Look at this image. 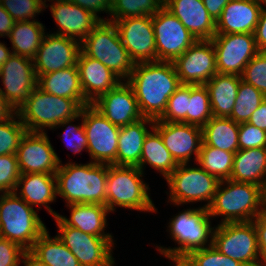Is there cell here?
I'll return each mask as SVG.
<instances>
[{
  "instance_id": "39",
  "label": "cell",
  "mask_w": 266,
  "mask_h": 266,
  "mask_svg": "<svg viewBox=\"0 0 266 266\" xmlns=\"http://www.w3.org/2000/svg\"><path fill=\"white\" fill-rule=\"evenodd\" d=\"M213 117L209 92L205 85H190L187 124L203 127Z\"/></svg>"
},
{
  "instance_id": "13",
  "label": "cell",
  "mask_w": 266,
  "mask_h": 266,
  "mask_svg": "<svg viewBox=\"0 0 266 266\" xmlns=\"http://www.w3.org/2000/svg\"><path fill=\"white\" fill-rule=\"evenodd\" d=\"M156 61L174 62L197 39L180 20L162 6L153 16Z\"/></svg>"
},
{
  "instance_id": "33",
  "label": "cell",
  "mask_w": 266,
  "mask_h": 266,
  "mask_svg": "<svg viewBox=\"0 0 266 266\" xmlns=\"http://www.w3.org/2000/svg\"><path fill=\"white\" fill-rule=\"evenodd\" d=\"M149 164L157 169L166 179L178 166L169 150L165 147L160 133L153 127L143 141L139 169L143 172L144 165Z\"/></svg>"
},
{
  "instance_id": "42",
  "label": "cell",
  "mask_w": 266,
  "mask_h": 266,
  "mask_svg": "<svg viewBox=\"0 0 266 266\" xmlns=\"http://www.w3.org/2000/svg\"><path fill=\"white\" fill-rule=\"evenodd\" d=\"M186 258L193 266H244L222 254L212 243L208 247L190 252Z\"/></svg>"
},
{
  "instance_id": "37",
  "label": "cell",
  "mask_w": 266,
  "mask_h": 266,
  "mask_svg": "<svg viewBox=\"0 0 266 266\" xmlns=\"http://www.w3.org/2000/svg\"><path fill=\"white\" fill-rule=\"evenodd\" d=\"M265 98L266 96L254 86L240 80L235 105L229 118L238 124L248 122Z\"/></svg>"
},
{
  "instance_id": "36",
  "label": "cell",
  "mask_w": 266,
  "mask_h": 266,
  "mask_svg": "<svg viewBox=\"0 0 266 266\" xmlns=\"http://www.w3.org/2000/svg\"><path fill=\"white\" fill-rule=\"evenodd\" d=\"M235 153L202 145L197 163L219 181L230 179Z\"/></svg>"
},
{
  "instance_id": "22",
  "label": "cell",
  "mask_w": 266,
  "mask_h": 266,
  "mask_svg": "<svg viewBox=\"0 0 266 266\" xmlns=\"http://www.w3.org/2000/svg\"><path fill=\"white\" fill-rule=\"evenodd\" d=\"M55 1L50 5V9L59 30L53 34L63 35L81 43L101 22L94 14L78 5L67 0Z\"/></svg>"
},
{
  "instance_id": "31",
  "label": "cell",
  "mask_w": 266,
  "mask_h": 266,
  "mask_svg": "<svg viewBox=\"0 0 266 266\" xmlns=\"http://www.w3.org/2000/svg\"><path fill=\"white\" fill-rule=\"evenodd\" d=\"M240 80L241 76L238 75L217 73L205 84L214 117L231 116Z\"/></svg>"
},
{
  "instance_id": "20",
  "label": "cell",
  "mask_w": 266,
  "mask_h": 266,
  "mask_svg": "<svg viewBox=\"0 0 266 266\" xmlns=\"http://www.w3.org/2000/svg\"><path fill=\"white\" fill-rule=\"evenodd\" d=\"M153 127L160 133L165 147L178 164H188L193 154L197 162L203 143L201 127L158 120H155Z\"/></svg>"
},
{
  "instance_id": "17",
  "label": "cell",
  "mask_w": 266,
  "mask_h": 266,
  "mask_svg": "<svg viewBox=\"0 0 266 266\" xmlns=\"http://www.w3.org/2000/svg\"><path fill=\"white\" fill-rule=\"evenodd\" d=\"M120 39L134 63L156 62L152 16L128 17L113 21Z\"/></svg>"
},
{
  "instance_id": "12",
  "label": "cell",
  "mask_w": 266,
  "mask_h": 266,
  "mask_svg": "<svg viewBox=\"0 0 266 266\" xmlns=\"http://www.w3.org/2000/svg\"><path fill=\"white\" fill-rule=\"evenodd\" d=\"M58 237L78 259L81 266H114L112 237L93 236L67 226L58 216L54 218Z\"/></svg>"
},
{
  "instance_id": "7",
  "label": "cell",
  "mask_w": 266,
  "mask_h": 266,
  "mask_svg": "<svg viewBox=\"0 0 266 266\" xmlns=\"http://www.w3.org/2000/svg\"><path fill=\"white\" fill-rule=\"evenodd\" d=\"M81 51L97 59L124 82L133 70L134 62L121 42L113 22L101 21L81 42Z\"/></svg>"
},
{
  "instance_id": "43",
  "label": "cell",
  "mask_w": 266,
  "mask_h": 266,
  "mask_svg": "<svg viewBox=\"0 0 266 266\" xmlns=\"http://www.w3.org/2000/svg\"><path fill=\"white\" fill-rule=\"evenodd\" d=\"M0 4L15 21H31L48 7L43 0H0Z\"/></svg>"
},
{
  "instance_id": "2",
  "label": "cell",
  "mask_w": 266,
  "mask_h": 266,
  "mask_svg": "<svg viewBox=\"0 0 266 266\" xmlns=\"http://www.w3.org/2000/svg\"><path fill=\"white\" fill-rule=\"evenodd\" d=\"M108 164H60L56 171L57 195L63 197L66 205L101 204L106 206Z\"/></svg>"
},
{
  "instance_id": "3",
  "label": "cell",
  "mask_w": 266,
  "mask_h": 266,
  "mask_svg": "<svg viewBox=\"0 0 266 266\" xmlns=\"http://www.w3.org/2000/svg\"><path fill=\"white\" fill-rule=\"evenodd\" d=\"M81 109L75 99L55 96L36 86L16 113L27 132L44 133L46 127L54 130L81 118Z\"/></svg>"
},
{
  "instance_id": "19",
  "label": "cell",
  "mask_w": 266,
  "mask_h": 266,
  "mask_svg": "<svg viewBox=\"0 0 266 266\" xmlns=\"http://www.w3.org/2000/svg\"><path fill=\"white\" fill-rule=\"evenodd\" d=\"M80 51L81 43L75 39L45 34L33 58L36 76L76 66Z\"/></svg>"
},
{
  "instance_id": "60",
  "label": "cell",
  "mask_w": 266,
  "mask_h": 266,
  "mask_svg": "<svg viewBox=\"0 0 266 266\" xmlns=\"http://www.w3.org/2000/svg\"><path fill=\"white\" fill-rule=\"evenodd\" d=\"M257 4L261 5L263 7V5H265L266 7V0H254Z\"/></svg>"
},
{
  "instance_id": "44",
  "label": "cell",
  "mask_w": 266,
  "mask_h": 266,
  "mask_svg": "<svg viewBox=\"0 0 266 266\" xmlns=\"http://www.w3.org/2000/svg\"><path fill=\"white\" fill-rule=\"evenodd\" d=\"M241 80L266 96V52H258L245 66Z\"/></svg>"
},
{
  "instance_id": "25",
  "label": "cell",
  "mask_w": 266,
  "mask_h": 266,
  "mask_svg": "<svg viewBox=\"0 0 266 266\" xmlns=\"http://www.w3.org/2000/svg\"><path fill=\"white\" fill-rule=\"evenodd\" d=\"M262 8L254 0H230L216 21V34H254Z\"/></svg>"
},
{
  "instance_id": "30",
  "label": "cell",
  "mask_w": 266,
  "mask_h": 266,
  "mask_svg": "<svg viewBox=\"0 0 266 266\" xmlns=\"http://www.w3.org/2000/svg\"><path fill=\"white\" fill-rule=\"evenodd\" d=\"M71 210L70 218H66L58 214V217L67 225L81 230L84 233L100 236L113 237L109 233H105L107 225L106 216L110 210L101 204H71L67 205Z\"/></svg>"
},
{
  "instance_id": "29",
  "label": "cell",
  "mask_w": 266,
  "mask_h": 266,
  "mask_svg": "<svg viewBox=\"0 0 266 266\" xmlns=\"http://www.w3.org/2000/svg\"><path fill=\"white\" fill-rule=\"evenodd\" d=\"M37 86L49 94L75 99L82 107L89 105L83 94L77 66L39 75Z\"/></svg>"
},
{
  "instance_id": "50",
  "label": "cell",
  "mask_w": 266,
  "mask_h": 266,
  "mask_svg": "<svg viewBox=\"0 0 266 266\" xmlns=\"http://www.w3.org/2000/svg\"><path fill=\"white\" fill-rule=\"evenodd\" d=\"M255 42L258 52H266V8H262L255 32Z\"/></svg>"
},
{
  "instance_id": "58",
  "label": "cell",
  "mask_w": 266,
  "mask_h": 266,
  "mask_svg": "<svg viewBox=\"0 0 266 266\" xmlns=\"http://www.w3.org/2000/svg\"><path fill=\"white\" fill-rule=\"evenodd\" d=\"M174 261L175 266H193L186 257L165 256Z\"/></svg>"
},
{
  "instance_id": "4",
  "label": "cell",
  "mask_w": 266,
  "mask_h": 266,
  "mask_svg": "<svg viewBox=\"0 0 266 266\" xmlns=\"http://www.w3.org/2000/svg\"><path fill=\"white\" fill-rule=\"evenodd\" d=\"M226 187L222 188V185ZM264 201V190L252 183L220 181L209 205L210 217L223 216L222 223L251 222L256 219Z\"/></svg>"
},
{
  "instance_id": "15",
  "label": "cell",
  "mask_w": 266,
  "mask_h": 266,
  "mask_svg": "<svg viewBox=\"0 0 266 266\" xmlns=\"http://www.w3.org/2000/svg\"><path fill=\"white\" fill-rule=\"evenodd\" d=\"M0 79L4 86L1 95L17 111L37 86L33 59L12 54L0 67Z\"/></svg>"
},
{
  "instance_id": "55",
  "label": "cell",
  "mask_w": 266,
  "mask_h": 266,
  "mask_svg": "<svg viewBox=\"0 0 266 266\" xmlns=\"http://www.w3.org/2000/svg\"><path fill=\"white\" fill-rule=\"evenodd\" d=\"M16 111L0 93V122L12 117Z\"/></svg>"
},
{
  "instance_id": "52",
  "label": "cell",
  "mask_w": 266,
  "mask_h": 266,
  "mask_svg": "<svg viewBox=\"0 0 266 266\" xmlns=\"http://www.w3.org/2000/svg\"><path fill=\"white\" fill-rule=\"evenodd\" d=\"M248 123L266 131V98L252 113L250 119L248 120Z\"/></svg>"
},
{
  "instance_id": "56",
  "label": "cell",
  "mask_w": 266,
  "mask_h": 266,
  "mask_svg": "<svg viewBox=\"0 0 266 266\" xmlns=\"http://www.w3.org/2000/svg\"><path fill=\"white\" fill-rule=\"evenodd\" d=\"M22 258L21 263H24V266H48L34 256L29 250L23 253Z\"/></svg>"
},
{
  "instance_id": "38",
  "label": "cell",
  "mask_w": 266,
  "mask_h": 266,
  "mask_svg": "<svg viewBox=\"0 0 266 266\" xmlns=\"http://www.w3.org/2000/svg\"><path fill=\"white\" fill-rule=\"evenodd\" d=\"M164 4V0H112L110 16L107 21L128 17L153 16Z\"/></svg>"
},
{
  "instance_id": "21",
  "label": "cell",
  "mask_w": 266,
  "mask_h": 266,
  "mask_svg": "<svg viewBox=\"0 0 266 266\" xmlns=\"http://www.w3.org/2000/svg\"><path fill=\"white\" fill-rule=\"evenodd\" d=\"M92 105L112 124L119 127L143 118L134 91L127 82H121L101 95Z\"/></svg>"
},
{
  "instance_id": "1",
  "label": "cell",
  "mask_w": 266,
  "mask_h": 266,
  "mask_svg": "<svg viewBox=\"0 0 266 266\" xmlns=\"http://www.w3.org/2000/svg\"><path fill=\"white\" fill-rule=\"evenodd\" d=\"M133 89L143 118L158 120L170 96L181 86L173 62L135 63L126 81Z\"/></svg>"
},
{
  "instance_id": "18",
  "label": "cell",
  "mask_w": 266,
  "mask_h": 266,
  "mask_svg": "<svg viewBox=\"0 0 266 266\" xmlns=\"http://www.w3.org/2000/svg\"><path fill=\"white\" fill-rule=\"evenodd\" d=\"M16 157L21 174H55L61 164L45 132H26L20 141Z\"/></svg>"
},
{
  "instance_id": "59",
  "label": "cell",
  "mask_w": 266,
  "mask_h": 266,
  "mask_svg": "<svg viewBox=\"0 0 266 266\" xmlns=\"http://www.w3.org/2000/svg\"><path fill=\"white\" fill-rule=\"evenodd\" d=\"M256 219L266 228V200L263 201L262 208L257 213Z\"/></svg>"
},
{
  "instance_id": "5",
  "label": "cell",
  "mask_w": 266,
  "mask_h": 266,
  "mask_svg": "<svg viewBox=\"0 0 266 266\" xmlns=\"http://www.w3.org/2000/svg\"><path fill=\"white\" fill-rule=\"evenodd\" d=\"M17 194H0V237L28 251L46 230V226L33 207Z\"/></svg>"
},
{
  "instance_id": "35",
  "label": "cell",
  "mask_w": 266,
  "mask_h": 266,
  "mask_svg": "<svg viewBox=\"0 0 266 266\" xmlns=\"http://www.w3.org/2000/svg\"><path fill=\"white\" fill-rule=\"evenodd\" d=\"M29 251L48 266H81L62 240L57 235L52 239L47 229Z\"/></svg>"
},
{
  "instance_id": "49",
  "label": "cell",
  "mask_w": 266,
  "mask_h": 266,
  "mask_svg": "<svg viewBox=\"0 0 266 266\" xmlns=\"http://www.w3.org/2000/svg\"><path fill=\"white\" fill-rule=\"evenodd\" d=\"M75 5L94 14L100 21H107L106 18H101L97 15L98 12H106L110 14L112 7V0H67Z\"/></svg>"
},
{
  "instance_id": "51",
  "label": "cell",
  "mask_w": 266,
  "mask_h": 266,
  "mask_svg": "<svg viewBox=\"0 0 266 266\" xmlns=\"http://www.w3.org/2000/svg\"><path fill=\"white\" fill-rule=\"evenodd\" d=\"M253 222L257 232L260 261L263 266H266V228L257 219Z\"/></svg>"
},
{
  "instance_id": "23",
  "label": "cell",
  "mask_w": 266,
  "mask_h": 266,
  "mask_svg": "<svg viewBox=\"0 0 266 266\" xmlns=\"http://www.w3.org/2000/svg\"><path fill=\"white\" fill-rule=\"evenodd\" d=\"M85 100L92 104L101 95L117 87L122 79L100 61L80 51L77 64Z\"/></svg>"
},
{
  "instance_id": "14",
  "label": "cell",
  "mask_w": 266,
  "mask_h": 266,
  "mask_svg": "<svg viewBox=\"0 0 266 266\" xmlns=\"http://www.w3.org/2000/svg\"><path fill=\"white\" fill-rule=\"evenodd\" d=\"M217 73L241 76L245 66L258 53L254 34H215L211 39Z\"/></svg>"
},
{
  "instance_id": "16",
  "label": "cell",
  "mask_w": 266,
  "mask_h": 266,
  "mask_svg": "<svg viewBox=\"0 0 266 266\" xmlns=\"http://www.w3.org/2000/svg\"><path fill=\"white\" fill-rule=\"evenodd\" d=\"M173 63L181 85H205L217 74L215 48L211 40L195 41Z\"/></svg>"
},
{
  "instance_id": "61",
  "label": "cell",
  "mask_w": 266,
  "mask_h": 266,
  "mask_svg": "<svg viewBox=\"0 0 266 266\" xmlns=\"http://www.w3.org/2000/svg\"><path fill=\"white\" fill-rule=\"evenodd\" d=\"M263 190H264V200H266V185Z\"/></svg>"
},
{
  "instance_id": "9",
  "label": "cell",
  "mask_w": 266,
  "mask_h": 266,
  "mask_svg": "<svg viewBox=\"0 0 266 266\" xmlns=\"http://www.w3.org/2000/svg\"><path fill=\"white\" fill-rule=\"evenodd\" d=\"M212 245L222 254L244 266H263L259 257L255 224L251 222L220 223L214 227Z\"/></svg>"
},
{
  "instance_id": "41",
  "label": "cell",
  "mask_w": 266,
  "mask_h": 266,
  "mask_svg": "<svg viewBox=\"0 0 266 266\" xmlns=\"http://www.w3.org/2000/svg\"><path fill=\"white\" fill-rule=\"evenodd\" d=\"M190 85H181L169 98L166 109L158 121L187 123Z\"/></svg>"
},
{
  "instance_id": "47",
  "label": "cell",
  "mask_w": 266,
  "mask_h": 266,
  "mask_svg": "<svg viewBox=\"0 0 266 266\" xmlns=\"http://www.w3.org/2000/svg\"><path fill=\"white\" fill-rule=\"evenodd\" d=\"M26 250L19 244L0 237V266H18Z\"/></svg>"
},
{
  "instance_id": "53",
  "label": "cell",
  "mask_w": 266,
  "mask_h": 266,
  "mask_svg": "<svg viewBox=\"0 0 266 266\" xmlns=\"http://www.w3.org/2000/svg\"><path fill=\"white\" fill-rule=\"evenodd\" d=\"M229 1L230 0H203V3L210 16L217 21L222 14L223 8Z\"/></svg>"
},
{
  "instance_id": "8",
  "label": "cell",
  "mask_w": 266,
  "mask_h": 266,
  "mask_svg": "<svg viewBox=\"0 0 266 266\" xmlns=\"http://www.w3.org/2000/svg\"><path fill=\"white\" fill-rule=\"evenodd\" d=\"M208 209L204 206L180 212L169 222V232L178 247H157L163 256L186 257L190 252L212 243L213 230ZM210 238V240H208Z\"/></svg>"
},
{
  "instance_id": "32",
  "label": "cell",
  "mask_w": 266,
  "mask_h": 266,
  "mask_svg": "<svg viewBox=\"0 0 266 266\" xmlns=\"http://www.w3.org/2000/svg\"><path fill=\"white\" fill-rule=\"evenodd\" d=\"M239 125L231 118L213 116L202 127V145L236 153L239 150Z\"/></svg>"
},
{
  "instance_id": "34",
  "label": "cell",
  "mask_w": 266,
  "mask_h": 266,
  "mask_svg": "<svg viewBox=\"0 0 266 266\" xmlns=\"http://www.w3.org/2000/svg\"><path fill=\"white\" fill-rule=\"evenodd\" d=\"M45 26L32 21H15L9 39L12 43V54L33 59L45 36Z\"/></svg>"
},
{
  "instance_id": "57",
  "label": "cell",
  "mask_w": 266,
  "mask_h": 266,
  "mask_svg": "<svg viewBox=\"0 0 266 266\" xmlns=\"http://www.w3.org/2000/svg\"><path fill=\"white\" fill-rule=\"evenodd\" d=\"M12 55V52L0 42V67L9 59Z\"/></svg>"
},
{
  "instance_id": "45",
  "label": "cell",
  "mask_w": 266,
  "mask_h": 266,
  "mask_svg": "<svg viewBox=\"0 0 266 266\" xmlns=\"http://www.w3.org/2000/svg\"><path fill=\"white\" fill-rule=\"evenodd\" d=\"M20 170L16 154L0 156V193L15 191L17 181L20 178ZM3 192V193H2Z\"/></svg>"
},
{
  "instance_id": "40",
  "label": "cell",
  "mask_w": 266,
  "mask_h": 266,
  "mask_svg": "<svg viewBox=\"0 0 266 266\" xmlns=\"http://www.w3.org/2000/svg\"><path fill=\"white\" fill-rule=\"evenodd\" d=\"M16 118H19L17 113L0 122V156L16 154L20 141L27 132L21 120L16 121Z\"/></svg>"
},
{
  "instance_id": "46",
  "label": "cell",
  "mask_w": 266,
  "mask_h": 266,
  "mask_svg": "<svg viewBox=\"0 0 266 266\" xmlns=\"http://www.w3.org/2000/svg\"><path fill=\"white\" fill-rule=\"evenodd\" d=\"M239 150L266 147V131L246 122L239 125Z\"/></svg>"
},
{
  "instance_id": "10",
  "label": "cell",
  "mask_w": 266,
  "mask_h": 266,
  "mask_svg": "<svg viewBox=\"0 0 266 266\" xmlns=\"http://www.w3.org/2000/svg\"><path fill=\"white\" fill-rule=\"evenodd\" d=\"M187 163L178 164L166 178L170 187V199L175 205L190 202L207 201L208 208L216 193L219 180L202 167H186Z\"/></svg>"
},
{
  "instance_id": "24",
  "label": "cell",
  "mask_w": 266,
  "mask_h": 266,
  "mask_svg": "<svg viewBox=\"0 0 266 266\" xmlns=\"http://www.w3.org/2000/svg\"><path fill=\"white\" fill-rule=\"evenodd\" d=\"M163 6L175 15L197 40H211L216 34V21L203 0H164Z\"/></svg>"
},
{
  "instance_id": "27",
  "label": "cell",
  "mask_w": 266,
  "mask_h": 266,
  "mask_svg": "<svg viewBox=\"0 0 266 266\" xmlns=\"http://www.w3.org/2000/svg\"><path fill=\"white\" fill-rule=\"evenodd\" d=\"M155 120L142 118L120 127L116 160L113 165L139 167L143 141L148 134L146 124L152 129Z\"/></svg>"
},
{
  "instance_id": "48",
  "label": "cell",
  "mask_w": 266,
  "mask_h": 266,
  "mask_svg": "<svg viewBox=\"0 0 266 266\" xmlns=\"http://www.w3.org/2000/svg\"><path fill=\"white\" fill-rule=\"evenodd\" d=\"M63 133V139L67 141V148L73 151L75 154L87 149V136L83 126V121L81 124L73 125L69 124L65 128Z\"/></svg>"
},
{
  "instance_id": "11",
  "label": "cell",
  "mask_w": 266,
  "mask_h": 266,
  "mask_svg": "<svg viewBox=\"0 0 266 266\" xmlns=\"http://www.w3.org/2000/svg\"><path fill=\"white\" fill-rule=\"evenodd\" d=\"M81 118L91 162L112 164L116 160L120 127L112 124L92 104L82 107Z\"/></svg>"
},
{
  "instance_id": "28",
  "label": "cell",
  "mask_w": 266,
  "mask_h": 266,
  "mask_svg": "<svg viewBox=\"0 0 266 266\" xmlns=\"http://www.w3.org/2000/svg\"><path fill=\"white\" fill-rule=\"evenodd\" d=\"M230 180L266 185V147L238 150L234 155Z\"/></svg>"
},
{
  "instance_id": "54",
  "label": "cell",
  "mask_w": 266,
  "mask_h": 266,
  "mask_svg": "<svg viewBox=\"0 0 266 266\" xmlns=\"http://www.w3.org/2000/svg\"><path fill=\"white\" fill-rule=\"evenodd\" d=\"M15 20L0 4V36H8L14 26Z\"/></svg>"
},
{
  "instance_id": "6",
  "label": "cell",
  "mask_w": 266,
  "mask_h": 266,
  "mask_svg": "<svg viewBox=\"0 0 266 266\" xmlns=\"http://www.w3.org/2000/svg\"><path fill=\"white\" fill-rule=\"evenodd\" d=\"M143 173L135 166L108 164L106 207L110 212L119 206L156 213L157 209L148 194L150 188L142 179Z\"/></svg>"
},
{
  "instance_id": "26",
  "label": "cell",
  "mask_w": 266,
  "mask_h": 266,
  "mask_svg": "<svg viewBox=\"0 0 266 266\" xmlns=\"http://www.w3.org/2000/svg\"><path fill=\"white\" fill-rule=\"evenodd\" d=\"M22 185V186H21ZM20 192L17 196L22 198L28 205H44L46 210L56 218L58 214L47 204L55 201L57 195L56 176L48 173L21 174L17 181L14 193Z\"/></svg>"
}]
</instances>
